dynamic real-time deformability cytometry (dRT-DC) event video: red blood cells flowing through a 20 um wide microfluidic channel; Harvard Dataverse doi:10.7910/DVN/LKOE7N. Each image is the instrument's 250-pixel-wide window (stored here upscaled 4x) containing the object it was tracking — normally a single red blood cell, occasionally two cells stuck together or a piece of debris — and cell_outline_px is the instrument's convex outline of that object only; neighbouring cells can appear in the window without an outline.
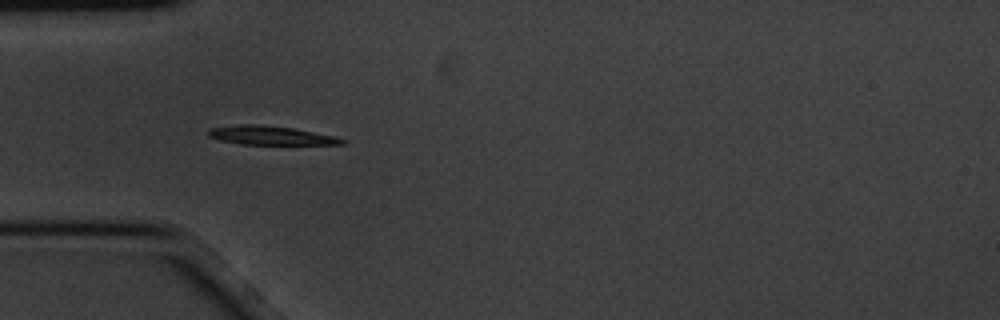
{"species": "common noctule bat (a hibernating species)", "species_latin": "Nyctalus noctula", "temperature_condition": "cold", "stored_images_in_passage": 6, "camera_frame_rate_fps": 3000, "um_per_image_px": 0.085, "animal": {"sex": "male", "body_mass_g": 20.1, "forearm_length_mm": 53.5}, "frame": {"image": 1, "passage_image": 5, "time_ms": 1.333, "image_size_px": [1000, 320], "cell_outline_px": [[348, 140], [344, 144], [240, 144], [220, 140], [208, 136], [208, 128], [236, 124], [260, 124], [292, 128], [336, 136]], "centroid_in_image_um": [22.99, 11.5], "position_along_channel_um": 62.0, "area_um2": 14.74}}
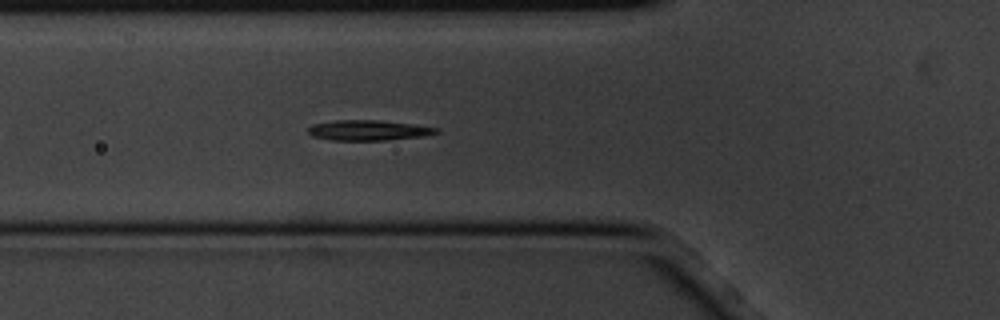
{"frame": {"image": 2, "passage_image": 6, "time_ms": 1.667, "image_size_px": [1000, 320], "cell_outline_px": [[440, 132], [424, 136], [384, 140], [332, 140], [312, 136], [308, 132], [308, 128], [312, 124], [336, 120], [380, 120], [416, 124], [440, 128]], "centroid_in_image_um": [31.35, 11.06], "position_along_channel_um": 94.4, "area_um2": 15.26}}